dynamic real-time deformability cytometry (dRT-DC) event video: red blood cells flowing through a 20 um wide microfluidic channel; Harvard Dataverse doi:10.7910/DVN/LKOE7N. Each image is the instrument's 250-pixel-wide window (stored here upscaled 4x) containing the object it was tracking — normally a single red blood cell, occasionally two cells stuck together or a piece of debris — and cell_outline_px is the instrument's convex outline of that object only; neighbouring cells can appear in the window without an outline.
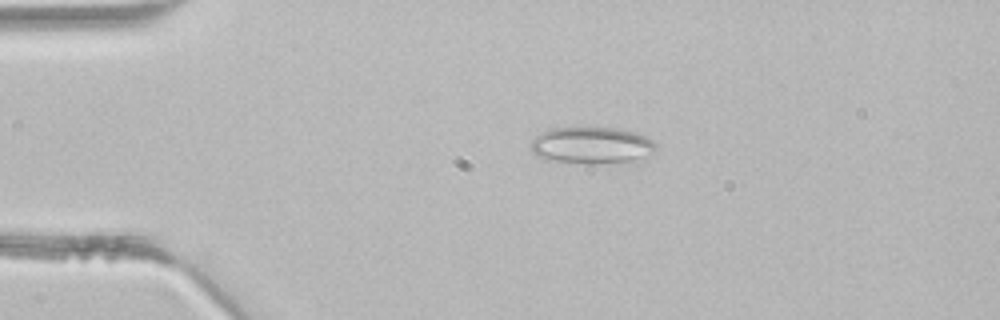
{"species": "common noctule bat (a hibernating species)", "species_latin": "Nyctalus noctula", "temperature_condition": "room temperature", "stored_images_in_passage": 3, "camera_frame_rate_fps": 3000, "um_per_image_px": 0.085, "animal": {"sex": "male", "body_mass_g": 21.5, "forearm_length_mm": 52.0}, "frame": {"image": 1, "passage_image": 1, "time_ms": 0.0, "image_size_px": [1000, 320], "cell_outline_px": [[656, 148], [648, 160], [596, 164], [588, 164], [548, 160], [536, 156], [532, 152], [532, 140], [540, 132], [548, 128], [624, 128], [648, 136], [656, 144]], "centroid_in_image_um": [50.38, 12.37], "position_along_channel_um": 34.6, "area_um2": 27.57}}